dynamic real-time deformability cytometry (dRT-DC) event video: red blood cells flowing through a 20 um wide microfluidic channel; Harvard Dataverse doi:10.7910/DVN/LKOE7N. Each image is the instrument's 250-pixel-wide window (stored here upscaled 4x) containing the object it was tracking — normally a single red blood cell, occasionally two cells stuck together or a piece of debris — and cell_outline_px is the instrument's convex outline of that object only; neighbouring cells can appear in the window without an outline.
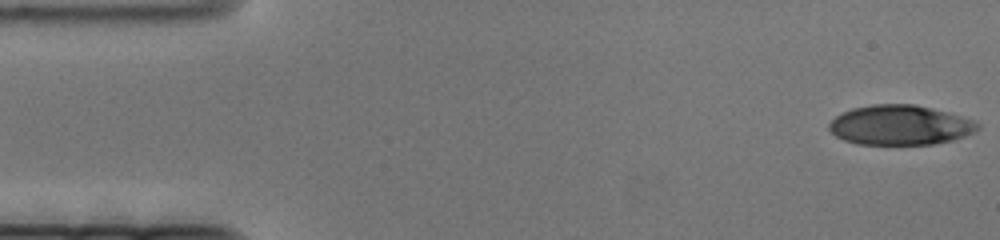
{"species": "human", "species_latin": "Homo sapiens", "temperature_condition": "cold", "stored_images_in_passage": 77, "camera_frame_rate_fps": 3000, "um_per_image_px": 0.085, "donor": {"sex": "female"}, "frame": {"image": 1, "passage_image": 1, "time_ms": 0.0, "image_size_px": [1000, 240], "cell_outline_px": [[980, 128], [976, 132], [952, 140], [932, 144], [856, 144], [844, 140], [836, 136], [828, 128], [828, 124], [836, 116], [852, 108], [872, 104], [916, 104], [948, 112], [976, 120], [980, 124]], "centroid_in_image_um": [76.54, 10.63], "position_along_channel_um": 8.5, "area_um2": 34.62}}
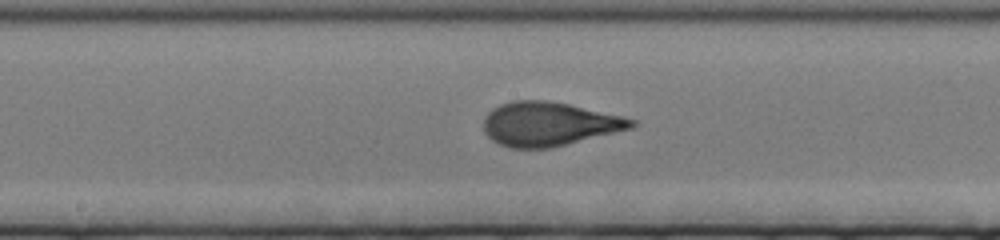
{"frame": {"image": 2, "passage_image": 38, "time_ms": 12.333, "image_size_px": [1000, 240], "cell_outline_px": [[636, 124], [632, 128], [552, 148], [508, 148], [492, 140], [484, 132], [484, 116], [492, 108], [500, 104], [512, 100], [548, 100], [568, 104], [624, 116], [636, 120]], "centroid_in_image_um": [46.65, 10.53], "position_along_channel_um": 201.6, "area_um2": 38.03}}
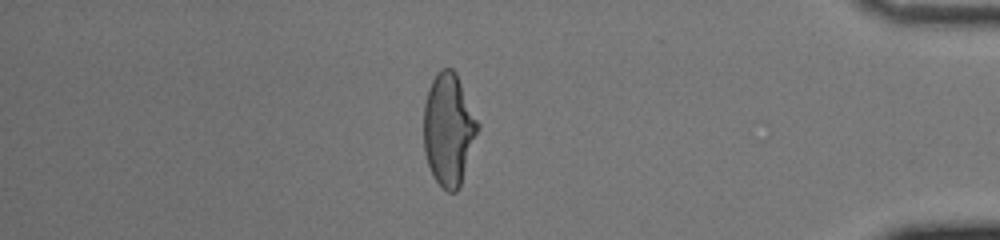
{"frame": {"image": 3, "passage_image": 66, "time_ms": 21.667, "image_size_px": [1000, 240], "cell_outline_px": [[480, 128], [460, 188], [456, 192], [448, 192], [436, 180], [428, 164], [424, 152], [424, 104], [432, 80], [440, 68], [452, 68], [456, 72], [480, 124]], "centroid_in_image_um": [38.16, 11.0], "position_along_channel_um": 397.0, "area_um2": 35.55}}